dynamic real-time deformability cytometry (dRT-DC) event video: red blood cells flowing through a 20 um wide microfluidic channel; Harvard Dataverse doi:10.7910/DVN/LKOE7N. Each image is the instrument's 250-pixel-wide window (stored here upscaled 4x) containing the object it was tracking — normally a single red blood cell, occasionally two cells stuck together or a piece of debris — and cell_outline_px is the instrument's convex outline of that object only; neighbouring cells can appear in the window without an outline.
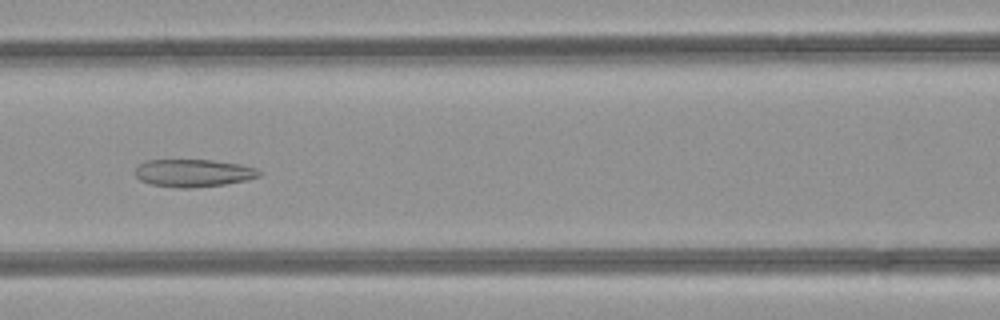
{"species": "common noctule bat (a hibernating species)", "species_latin": "Nyctalus noctula", "temperature_condition": "room temperature", "stored_images_in_passage": 37, "camera_frame_rate_fps": 3000, "um_per_image_px": 0.085, "animal": {"sex": "female", "body_mass_g": 21.9}, "frame": {"image": 1, "passage_image": 10, "time_ms": 3.0, "image_size_px": [1000, 320], "cell_outline_px": [[260, 176], [248, 180], [224, 184], [188, 188], [176, 188], [152, 184], [140, 180], [136, 176], [136, 168], [144, 160], [212, 160], [240, 164], [256, 168], [260, 172]], "centroid_in_image_um": [16.44, 14.7], "position_along_channel_um": 150.2, "area_um2": 19.88}}
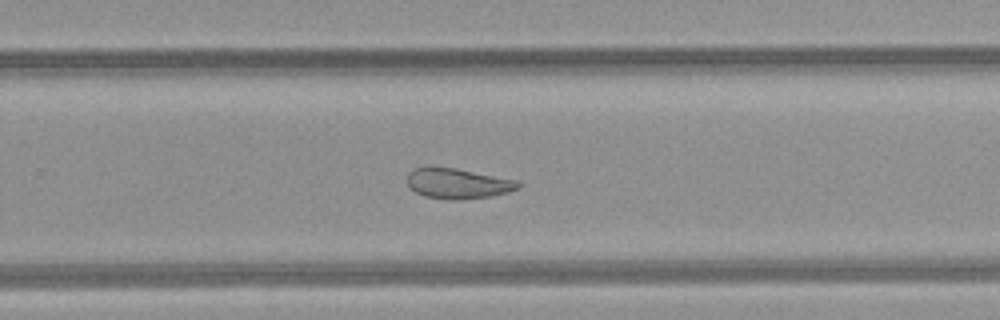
{"frame": {"image": 2, "passage_image": 20, "time_ms": 6.333, "image_size_px": [1000, 320], "cell_outline_px": [[520, 184], [516, 188], [508, 192], [488, 196], [460, 200], [448, 200], [424, 196], [416, 192], [408, 184], [408, 172], [412, 168], [456, 168], [516, 180]], "centroid_in_image_um": [38.89, 15.61], "position_along_channel_um": 290.9, "area_um2": 19.19}}
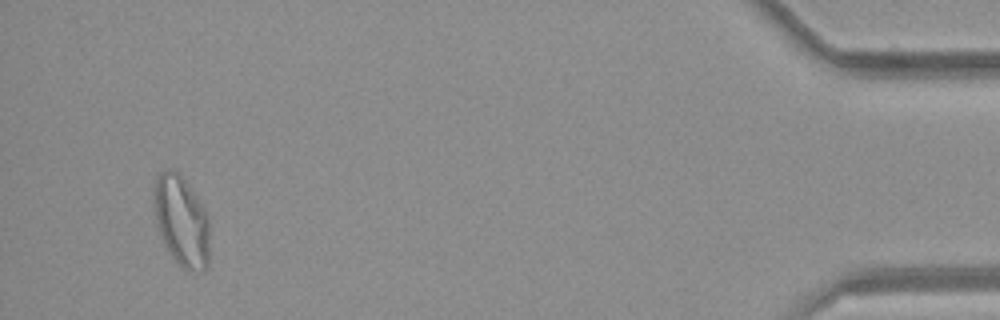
{"frame": {"image": 3, "passage_image": 35, "time_ms": 11.333, "image_size_px": [1000, 320], "cell_outline_px": [[208, 268], [204, 272], [188, 272], [180, 268], [172, 256], [160, 232], [156, 220], [152, 204], [152, 184], [156, 176], [160, 172], [168, 168], [180, 172], [204, 208], [208, 216]], "centroid_in_image_um": [15.4, 18.76], "position_along_channel_um": 419.8, "area_um2": 29.94}, "authors_computed_cell_mechanics": {"area_um2": 22.1952, "velocity_mm_per_s": 4.2437, "shape_relaxation_time_tau1_ms": null, "shape_relaxation_time_tau2_ms": 2.7517, "deformation_change_tau1": null, "deformation_change_tau2": 0.0957}}